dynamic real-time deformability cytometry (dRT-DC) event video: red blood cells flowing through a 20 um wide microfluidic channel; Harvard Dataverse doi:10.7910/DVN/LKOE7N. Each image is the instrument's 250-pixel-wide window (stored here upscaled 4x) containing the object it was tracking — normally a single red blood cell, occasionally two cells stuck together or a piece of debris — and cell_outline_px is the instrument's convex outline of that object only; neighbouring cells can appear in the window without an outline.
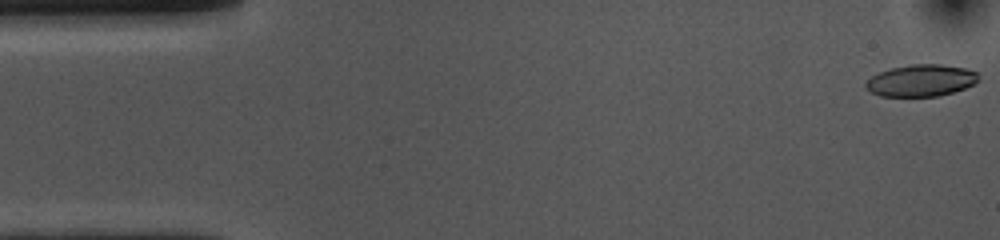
{"species": "common noctule bat (a hibernating species)", "species_latin": "Nyctalus noctula", "temperature_condition": "cold", "stored_images_in_passage": 54, "camera_frame_rate_fps": 3000, "um_per_image_px": 0.085, "animal": {"sex": "female", "body_mass_g": 10.0, "forearm_length_mm": 53.1}, "frame": {"image": 1, "passage_image": 1, "time_ms": 0.0, "image_size_px": [1000, 240], "cell_outline_px": [[980, 80], [964, 88], [940, 96], [880, 96], [864, 88], [864, 84], [872, 76], [880, 72], [892, 68], [912, 64], [940, 64], [964, 68], [976, 72]], "centroid_in_image_um": [78.27, 6.84], "position_along_channel_um": 6.7, "area_um2": 20.75}}
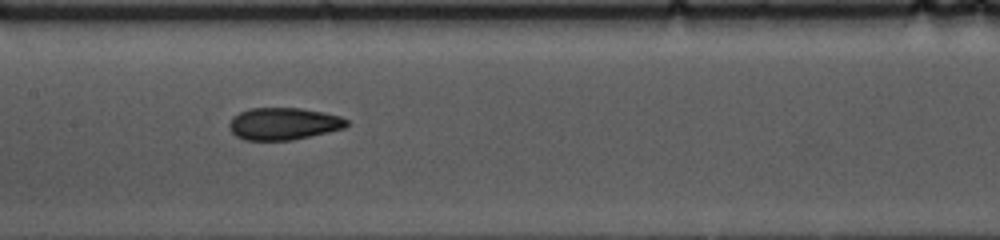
{"frame": {"image": 2, "passage_image": 25, "time_ms": 8.0, "image_size_px": [1000, 240], "cell_outline_px": [[348, 124], [344, 128], [328, 132], [292, 140], [244, 140], [236, 136], [232, 132], [228, 124], [232, 116], [248, 108], [300, 108], [324, 112], [340, 116], [348, 120]], "centroid_in_image_um": [24.08, 10.51], "position_along_channel_um": 183.3, "area_um2": 22.08}}
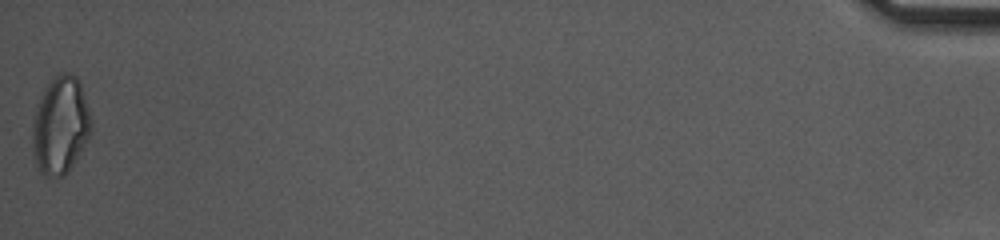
{"frame": {"image": 3, "passage_image": 54, "time_ms": 17.667, "image_size_px": [1000, 240], "cell_outline_px": [[92, 128], [88, 140], [68, 172], [64, 176], [48, 176], [40, 172], [36, 164], [32, 148], [32, 120], [40, 100], [48, 84], [60, 72], [72, 72], [76, 76], [80, 84], [92, 120]], "centroid_in_image_um": [5.14, 10.68], "position_along_channel_um": 430.1, "area_um2": 33.23}, "authors_computed_cell_mechanics": {"area_um2": 22.4264, "velocity_mm_per_s": 3.6315, "shape_relaxation_time_tau1_ms": 6.3196, "shape_relaxation_time_tau2_ms": 2.0545, "deformation_change_tau1": 0.1563, "deformation_change_tau2": 0.0838}}